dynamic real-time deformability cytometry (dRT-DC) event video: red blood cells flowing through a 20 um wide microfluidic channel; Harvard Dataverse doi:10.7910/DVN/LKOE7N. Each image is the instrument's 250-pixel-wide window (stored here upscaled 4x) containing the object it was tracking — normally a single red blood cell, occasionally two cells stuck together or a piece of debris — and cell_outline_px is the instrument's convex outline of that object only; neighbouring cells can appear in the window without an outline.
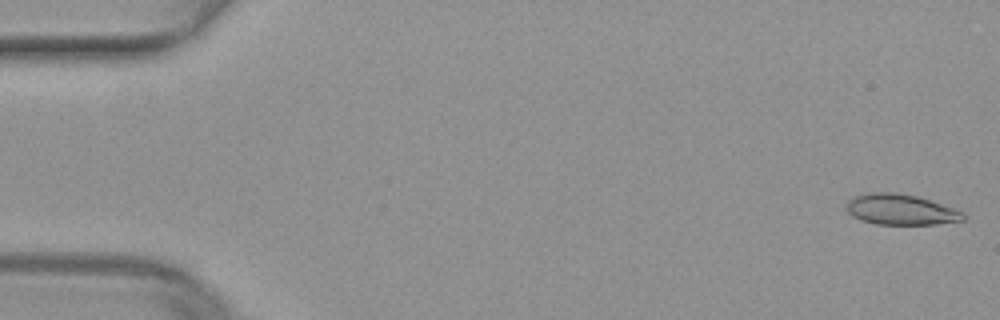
{"species": "common noctule bat (a hibernating species)", "species_latin": "Nyctalus noctula", "temperature_condition": "warm", "stored_images_in_passage": 50, "camera_frame_rate_fps": 3000, "um_per_image_px": 0.085, "animal": {"sex": "female", "body_mass_g": 29.2, "forearm_length_mm": 56.3}, "frame": {"image": 1, "passage_image": 1, "time_ms": 0.0, "image_size_px": [1000, 320], "cell_outline_px": [[964, 220], [936, 224], [876, 224], [860, 220], [852, 216], [844, 208], [848, 200], [852, 196], [868, 192], [896, 192], [916, 196], [964, 212]], "centroid_in_image_um": [76.48, 17.8], "position_along_channel_um": 8.5, "area_um2": 20.87}}
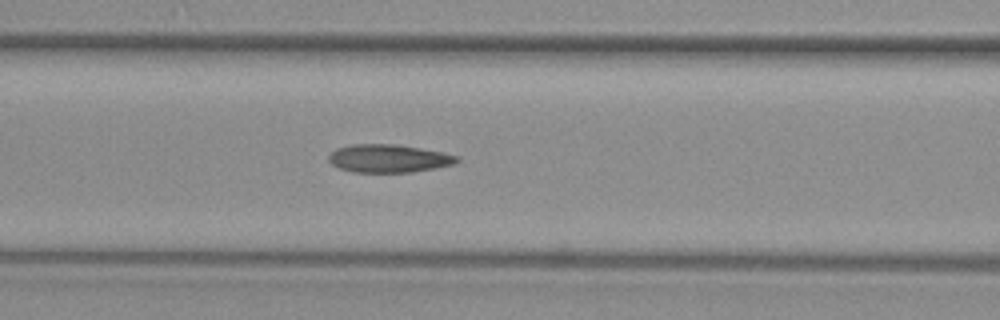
{"frame": {"image": 2, "passage_image": 21, "time_ms": 6.667, "image_size_px": [1000, 320], "cell_outline_px": [[460, 160], [456, 164], [436, 168], [412, 172], [352, 172], [340, 168], [332, 164], [328, 160], [328, 156], [336, 148], [352, 144], [396, 144], [444, 152], [460, 156]], "centroid_in_image_um": [33.08, 13.46], "position_along_channel_um": 133.5, "area_um2": 21.15}}
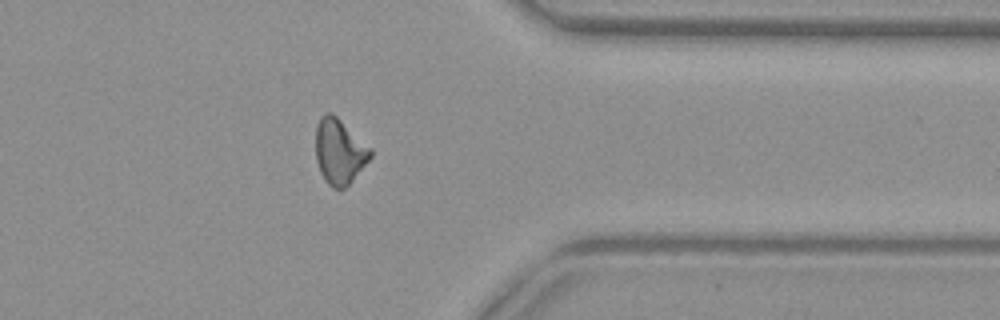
{"frame": {"image": 3, "passage_image": 40, "time_ms": 13.0, "image_size_px": [1000, 320], "cell_outline_px": [[372, 156], [352, 180], [344, 188], [332, 188], [324, 180], [320, 172], [316, 160], [316, 124], [320, 116], [324, 112], [332, 112], [372, 148]], "centroid_in_image_um": [28.84, 12.84], "position_along_channel_um": 382.6, "area_um2": 20.92}}